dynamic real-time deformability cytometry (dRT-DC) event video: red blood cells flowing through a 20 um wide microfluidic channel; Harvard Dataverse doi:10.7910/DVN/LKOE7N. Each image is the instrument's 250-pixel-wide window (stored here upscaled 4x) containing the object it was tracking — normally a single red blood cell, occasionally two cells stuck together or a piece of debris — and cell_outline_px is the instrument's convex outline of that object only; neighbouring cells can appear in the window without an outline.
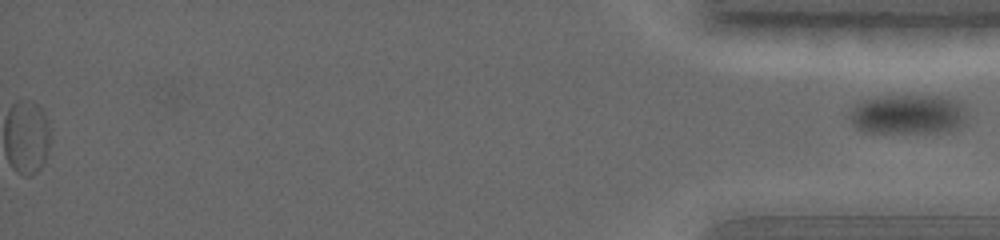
{"species": "common noctule bat (a hibernating species)", "species_latin": "Nyctalus noctula", "temperature_condition": "warm", "stored_images_in_passage": 18, "segment_of_instrument_passage": [2, 2], "camera_frame_rate_fps": 5000, "um_per_image_px": 0.085, "animal": {"sex": "female", "body_mass_g": 19.0, "forearm_length_mm": 56.7}, "frame": {"image": 1, "passage_image": 18, "time_ms": 10.0, "image_size_px": [1000, 240], "cell_outline_px": [[964, 124], [960, 128], [948, 132], [864, 132], [856, 128], [852, 124], [848, 116], [848, 112], [852, 108], [864, 100], [880, 96], [948, 96], [956, 100], [964, 108]], "centroid_in_image_um": [77.17, 9.73], "position_along_channel_um": 358.0, "area_um2": 27.28}}